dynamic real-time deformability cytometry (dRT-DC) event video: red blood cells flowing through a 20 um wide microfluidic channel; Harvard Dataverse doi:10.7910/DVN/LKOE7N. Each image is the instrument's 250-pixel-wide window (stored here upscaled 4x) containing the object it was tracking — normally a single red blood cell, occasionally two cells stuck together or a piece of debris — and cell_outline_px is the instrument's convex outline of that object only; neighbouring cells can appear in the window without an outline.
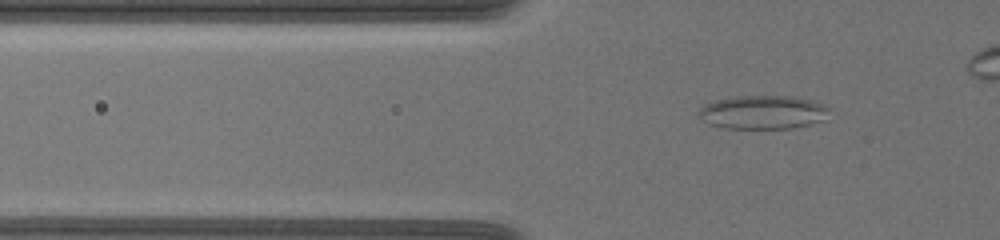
{"species": "common noctule bat (a hibernating species)", "species_latin": "Nyctalus noctula", "temperature_condition": "warm", "stored_images_in_passage": 49, "camera_frame_rate_fps": 3000, "um_per_image_px": 0.085, "animal": {"sex": "female", "body_mass_g": 19.5, "forearm_length_mm": 54.1}, "frame": {"image": 1, "passage_image": 13, "time_ms": 4.0, "image_size_px": [1000, 240], "cell_outline_px": [[832, 108], [824, 120], [792, 128], [724, 128], [708, 124], [696, 116], [696, 112], [704, 104], [716, 100], [732, 96], [792, 96], [812, 100], [824, 104]], "centroid_in_image_um": [64.82, 9.53], "position_along_channel_um": 61.0, "area_um2": 25.95}}
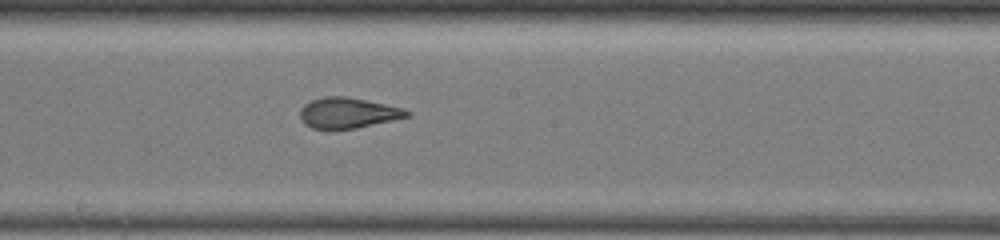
{"frame": {"image": 2, "passage_image": 28, "time_ms": 9.0, "image_size_px": [1000, 240], "cell_outline_px": [[412, 116], [356, 128], [332, 132], [312, 128], [304, 124], [300, 116], [300, 108], [304, 104], [312, 100], [324, 96], [344, 96], [404, 108], [412, 112]], "centroid_in_image_um": [29.55, 9.63], "position_along_channel_um": 218.6, "area_um2": 19.54}}
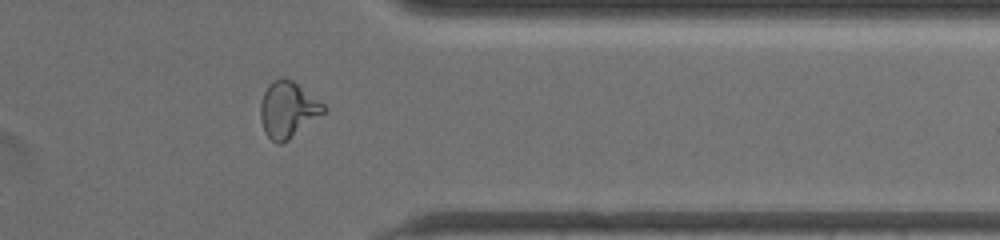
{"frame": {"image": 3, "passage_image": 43, "time_ms": 14.0, "image_size_px": [1000, 240], "cell_outline_px": [[328, 112], [288, 140], [280, 144], [272, 140], [264, 132], [260, 120], [260, 104], [264, 92], [268, 84], [272, 80], [280, 76], [292, 80], [324, 104], [328, 108]], "centroid_in_image_um": [24.49, 9.31], "position_along_channel_um": 386.9, "area_um2": 20.98}}